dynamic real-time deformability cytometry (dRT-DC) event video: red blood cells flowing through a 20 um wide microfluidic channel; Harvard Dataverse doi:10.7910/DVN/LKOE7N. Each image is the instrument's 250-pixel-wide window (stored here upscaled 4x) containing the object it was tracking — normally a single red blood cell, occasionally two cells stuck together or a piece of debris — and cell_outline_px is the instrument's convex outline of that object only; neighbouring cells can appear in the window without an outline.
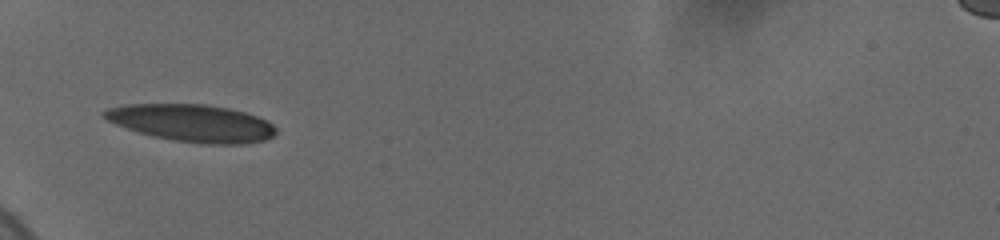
{"species": "human", "species_latin": "Homo sapiens", "temperature_condition": "cold", "stored_images_in_passage": 37, "camera_frame_rate_fps": 3000, "um_per_image_px": 0.085, "donor": {"sex": "female"}, "frame": {"image": 1, "passage_image": 1, "time_ms": 0.0, "image_size_px": [1000, 240], "cell_outline_px": [[276, 132], [272, 136], [264, 140], [244, 144], [200, 144], [172, 140], [152, 136], [116, 124], [100, 116], [100, 112], [108, 108], [124, 104], [208, 104], [228, 108], [244, 112], [268, 120], [276, 128]], "centroid_in_image_um": [16.31, 10.45], "position_along_channel_um": 68.7, "area_um2": 37.45}}
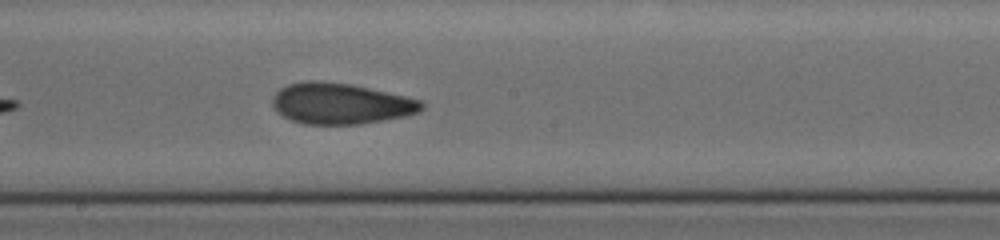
{"frame": {"image": 2, "passage_image": 14, "time_ms": 4.333, "image_size_px": [1000, 240], "cell_outline_px": [[424, 108], [420, 112], [404, 116], [360, 124], [304, 124], [292, 120], [276, 112], [272, 104], [272, 96], [280, 88], [288, 84], [304, 80], [320, 80], [352, 84], [404, 96], [420, 100], [424, 104]], "centroid_in_image_um": [28.92, 8.79], "position_along_channel_um": 219.3, "area_um2": 35.72}}
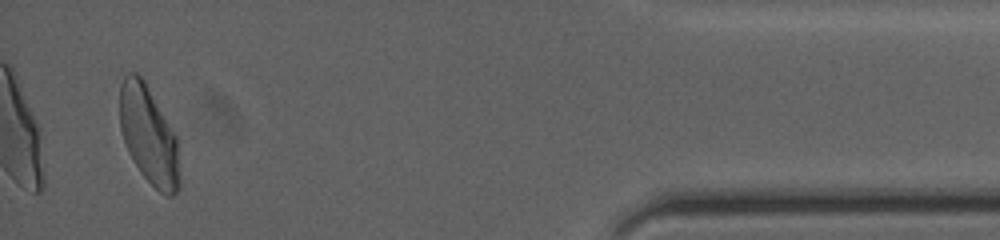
{"frame": {"image": 3, "passage_image": 35, "time_ms": 11.333, "image_size_px": [1000, 240], "cell_outline_px": [[180, 188], [172, 196], [164, 196], [140, 172], [128, 152], [120, 128], [120, 84], [124, 76], [128, 72], [136, 72], [144, 80], [176, 136], [180, 180]], "centroid_in_image_um": [12.63, 11.5], "position_along_channel_um": 422.6, "area_um2": 33.93}, "authors_computed_cell_mechanics": {"area_um2": 35.2002, "velocity_mm_per_s": 3.6641, "shape_relaxation_time_tau1_ms": 5.7597, "shape_relaxation_time_tau2_ms": 2.1495, "deformation_change_tau1": 0.1695, "deformation_change_tau2": 0.0798}}